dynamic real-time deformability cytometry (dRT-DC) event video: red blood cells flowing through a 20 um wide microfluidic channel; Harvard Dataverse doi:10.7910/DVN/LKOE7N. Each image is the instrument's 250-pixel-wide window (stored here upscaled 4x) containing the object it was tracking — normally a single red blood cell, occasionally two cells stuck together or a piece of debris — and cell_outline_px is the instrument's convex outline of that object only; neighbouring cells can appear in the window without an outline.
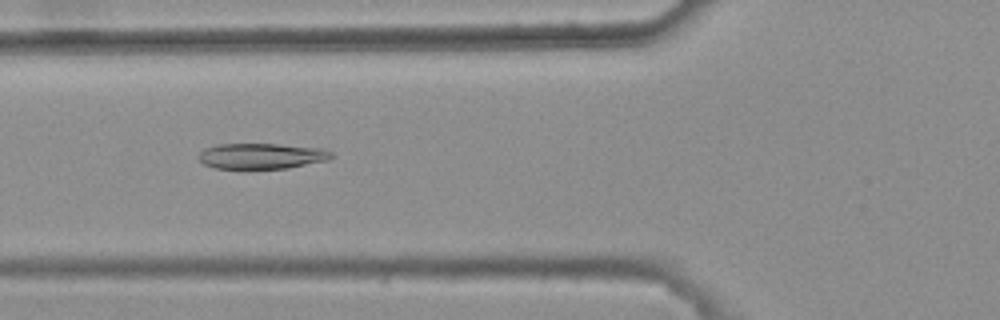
{"species": "common noctule bat (a hibernating species)", "species_latin": "Nyctalus noctula", "temperature_condition": "warm", "stored_images_in_passage": 47, "camera_frame_rate_fps": 3000, "um_per_image_px": 0.085, "animal": {"sex": "female", "body_mass_g": 25.1}, "frame": {"image": 1, "passage_image": 20, "time_ms": 6.333, "image_size_px": [1000, 320], "cell_outline_px": [[332, 156], [328, 160], [288, 168], [216, 168], [204, 164], [200, 160], [200, 152], [204, 148], [216, 144], [276, 144], [324, 148], [332, 152]], "centroid_in_image_um": [22.25, 13.25], "position_along_channel_um": 103.5, "area_um2": 19.71}}
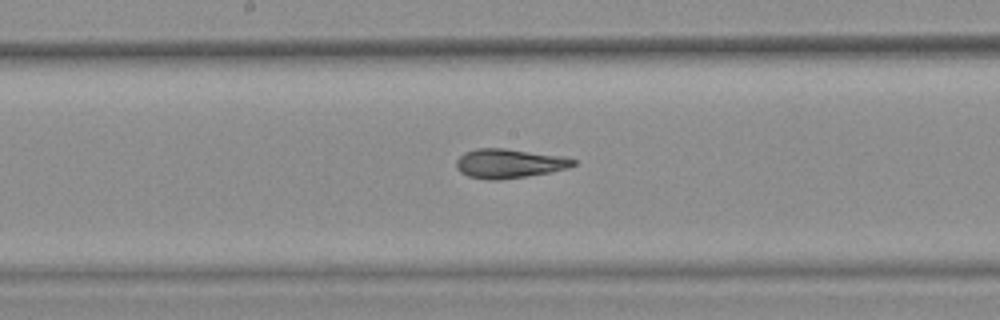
{"frame": {"image": 2, "passage_image": 28, "time_ms": 9.0, "image_size_px": [1000, 320], "cell_outline_px": [[576, 164], [568, 168], [548, 172], [500, 180], [488, 180], [468, 176], [460, 172], [456, 168], [456, 160], [464, 152], [476, 148], [504, 148], [564, 156], [576, 160]], "centroid_in_image_um": [43.25, 13.89], "position_along_channel_um": 205.0, "area_um2": 19.94}}
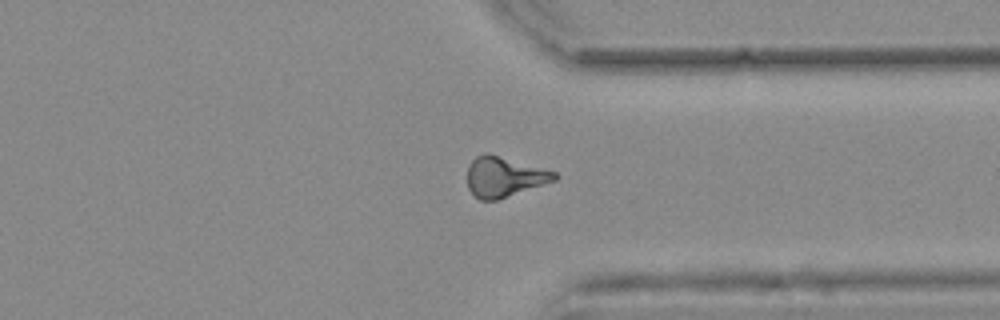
{"frame": {"image": 3, "passage_image": 41, "time_ms": 13.333, "image_size_px": [1000, 320], "cell_outline_px": [[560, 176], [556, 180], [496, 200], [480, 200], [468, 188], [468, 164], [476, 156], [484, 152], [488, 152], [556, 172]], "centroid_in_image_um": [42.85, 15.01], "position_along_channel_um": 368.6, "area_um2": 20.29}, "authors_computed_cell_mechanics": {"area_um2": 20.2878, "velocity_mm_per_s": 3.7985, "shape_relaxation_time_tau1_ms": 9.9658, "shape_relaxation_time_tau2_ms": 2.1982, "deformation_change_tau1": 0.2484, "deformation_change_tau2": 0.0945}}